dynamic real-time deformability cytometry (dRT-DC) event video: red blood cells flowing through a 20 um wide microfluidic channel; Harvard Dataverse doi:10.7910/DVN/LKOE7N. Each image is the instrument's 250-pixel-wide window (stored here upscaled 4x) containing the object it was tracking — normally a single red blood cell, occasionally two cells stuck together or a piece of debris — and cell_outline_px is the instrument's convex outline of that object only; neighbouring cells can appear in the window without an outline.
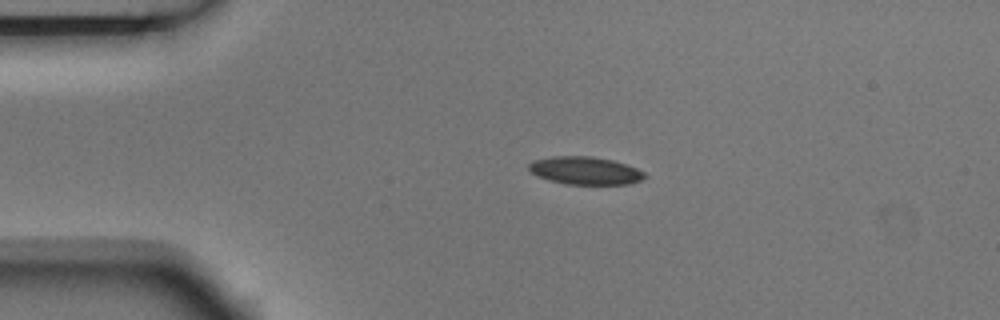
{"species": "Egyptian fruit bat (a non-hibernating species)", "species_latin": "Rousettus aegyptiacus", "temperature_condition": "room temperature", "stored_images_in_passage": 1, "camera_frame_rate_fps": 3000, "um_per_image_px": 0.085, "animal": {"sex": "male"}, "frame": {"image": 1, "passage_image": 1, "time_ms": 0.0, "image_size_px": [1000, 320], "cell_outline_px": [[648, 176], [640, 180], [628, 184], [564, 184], [536, 176], [528, 168], [528, 164], [532, 160], [552, 156], [592, 156], [612, 160], [628, 164], [644, 172]], "centroid_in_image_um": [49.73, 14.49], "position_along_channel_um": 35.3, "area_um2": 18.9}}